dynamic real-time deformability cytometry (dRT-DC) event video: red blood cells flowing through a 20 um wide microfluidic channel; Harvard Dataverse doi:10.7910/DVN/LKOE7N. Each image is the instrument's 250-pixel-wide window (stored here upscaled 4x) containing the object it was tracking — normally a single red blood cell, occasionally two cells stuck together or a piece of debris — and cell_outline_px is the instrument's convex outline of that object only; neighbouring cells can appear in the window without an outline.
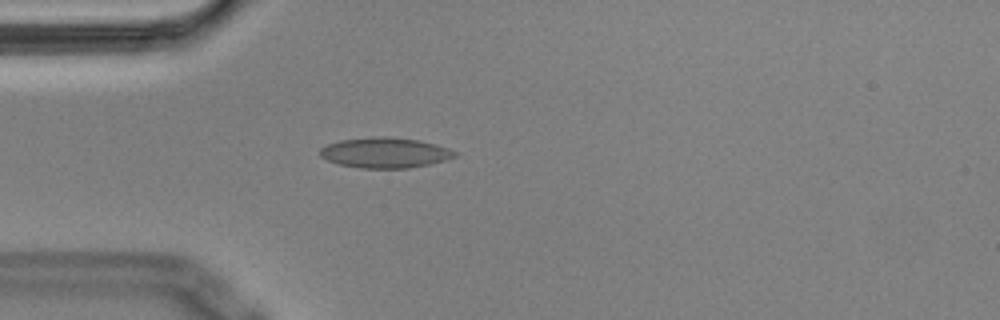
{"species": "Egyptian fruit bat (a non-hibernating species)", "species_latin": "Rousettus aegyptiacus", "temperature_condition": "cold", "stored_images_in_passage": 41, "camera_frame_rate_fps": 3000, "um_per_image_px": 0.085, "animal": {"sex": "male"}, "frame": {"image": 1, "passage_image": 1, "time_ms": 0.0, "image_size_px": [1000, 320], "cell_outline_px": [[456, 156], [448, 160], [408, 168], [360, 168], [336, 164], [320, 156], [320, 148], [328, 144], [340, 140], [380, 136], [384, 136], [420, 140], [436, 144], [448, 148], [456, 152]], "centroid_in_image_um": [32.73, 12.98], "position_along_channel_um": 52.3, "area_um2": 23.87}}
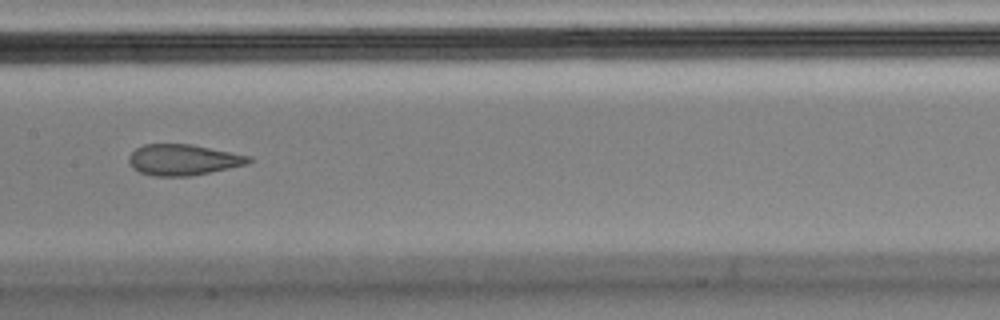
{"frame": {"image": 2, "passage_image": 13, "time_ms": 4.0, "image_size_px": [1000, 320], "cell_outline_px": [[252, 160], [248, 164], [188, 176], [156, 176], [140, 172], [132, 168], [128, 160], [128, 156], [136, 148], [144, 144], [192, 144], [252, 156]], "centroid_in_image_um": [15.56, 13.57], "position_along_channel_um": 191.8, "area_um2": 21.56}}
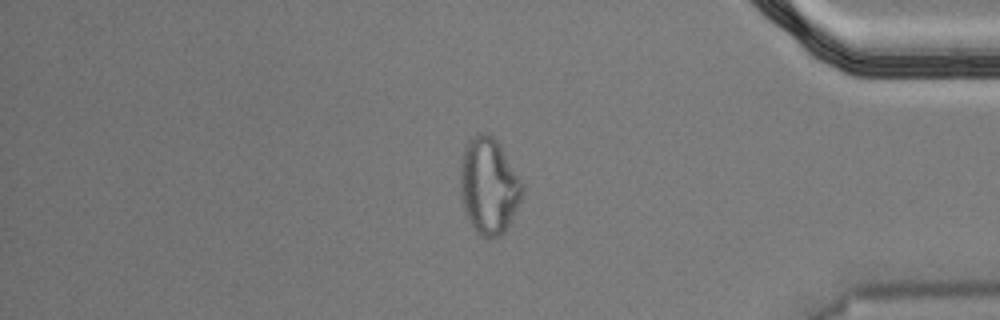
{"frame": {"image": 3, "passage_image": 32, "time_ms": 10.333, "image_size_px": [1000, 320], "cell_outline_px": [[524, 192], [504, 232], [500, 236], [488, 240], [480, 236], [476, 232], [468, 220], [464, 208], [460, 188], [460, 164], [464, 144], [476, 132], [488, 132], [500, 144], [524, 184]], "centroid_in_image_um": [41.53, 15.77], "position_along_channel_um": 393.7, "area_um2": 35.26}, "authors_computed_cell_mechanics": {"area_um2": 23.8714, "velocity_mm_per_s": 3.6281, "shape_relaxation_time_tau1_ms": null, "shape_relaxation_time_tau2_ms": 1.4831, "deformation_change_tau1": null, "deformation_change_tau2": 0.0877}}